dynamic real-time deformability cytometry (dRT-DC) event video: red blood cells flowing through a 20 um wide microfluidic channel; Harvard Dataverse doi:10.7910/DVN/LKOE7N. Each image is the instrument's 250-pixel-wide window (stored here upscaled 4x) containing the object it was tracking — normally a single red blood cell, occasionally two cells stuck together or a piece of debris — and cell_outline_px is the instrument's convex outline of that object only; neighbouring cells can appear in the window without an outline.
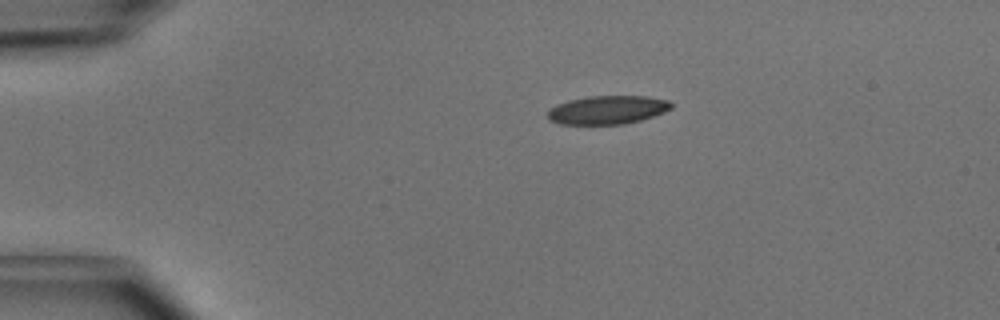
{"species": "common noctule bat (a hibernating species)", "species_latin": "Nyctalus noctula", "temperature_condition": "cold", "stored_images_in_passage": 40, "camera_frame_rate_fps": 3000, "um_per_image_px": 0.085, "animal": {"sex": "male", "body_mass_g": 15.6}, "frame": {"image": 1, "passage_image": 1, "time_ms": 0.0, "image_size_px": [1000, 320], "cell_outline_px": [[672, 108], [664, 112], [640, 120], [624, 124], [560, 124], [548, 120], [548, 108], [556, 104], [568, 100], [588, 96], [648, 96], [668, 100], [672, 104]], "centroid_in_image_um": [51.6, 9.33], "position_along_channel_um": 33.4, "area_um2": 20.63}}
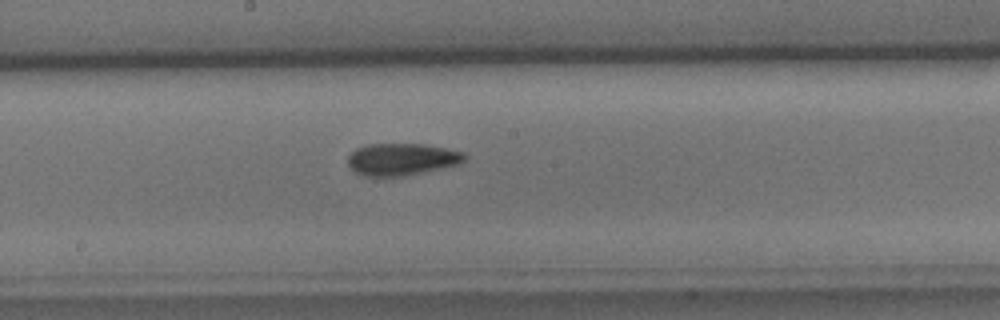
{"frame": {"image": 2, "passage_image": 18, "time_ms": 5.667, "image_size_px": [1000, 320], "cell_outline_px": [[468, 156], [460, 164], [404, 176], [364, 176], [356, 172], [348, 164], [348, 156], [356, 148], [368, 144], [424, 144], [464, 152]], "centroid_in_image_um": [34.16, 13.53], "position_along_channel_um": 214.0, "area_um2": 21.73}}
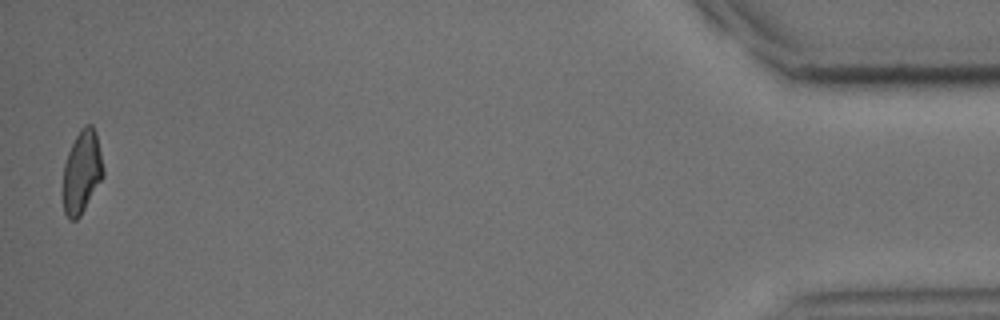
{"frame": {"image": 3, "passage_image": 40, "time_ms": 13.0, "image_size_px": [1000, 320], "cell_outline_px": [[104, 176], [80, 216], [76, 220], [68, 220], [64, 212], [60, 192], [64, 164], [68, 152], [80, 128], [84, 124], [92, 124], [96, 132], [104, 168]], "centroid_in_image_um": [6.92, 14.65], "position_along_channel_um": 428.3, "area_um2": 20.06}, "authors_computed_cell_mechanics": {"area_um2": 20.8369, "velocity_mm_per_s": 4.0631, "shape_relaxation_time_tau1_ms": 5.605, "shape_relaxation_time_tau2_ms": 5.9296, "deformation_change_tau1": 0.1613, "deformation_change_tau2": 0.1321}}